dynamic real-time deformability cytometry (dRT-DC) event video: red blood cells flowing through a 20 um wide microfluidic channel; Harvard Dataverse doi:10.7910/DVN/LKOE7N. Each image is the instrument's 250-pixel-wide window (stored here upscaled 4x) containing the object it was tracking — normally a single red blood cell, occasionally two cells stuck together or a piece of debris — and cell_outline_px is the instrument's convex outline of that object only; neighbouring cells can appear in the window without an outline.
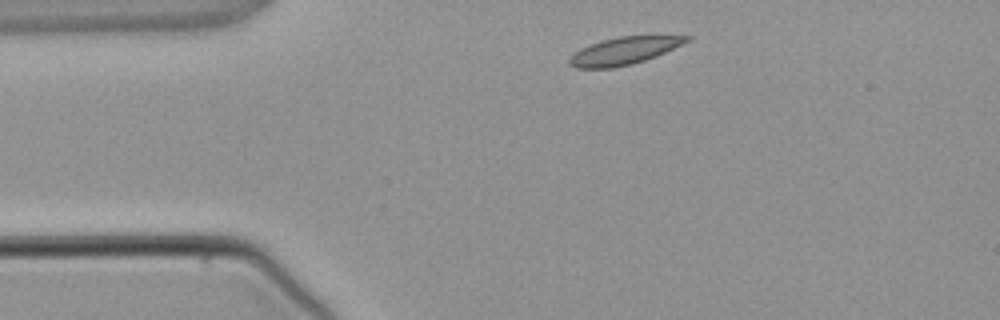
{"species": "common noctule bat (a hibernating species)", "species_latin": "Nyctalus noctula", "temperature_condition": "warm", "stored_images_in_passage": 1, "camera_frame_rate_fps": 3000, "um_per_image_px": 0.085, "animal": {"sex": "male", "body_mass_g": 21.5, "forearm_length_mm": 52.0}, "frame": {"image": 1, "passage_image": 1, "time_ms": 0.0, "image_size_px": [1000, 320], "cell_outline_px": [[692, 36], [688, 40], [656, 56], [632, 64], [612, 68], [576, 68], [568, 64], [568, 60], [580, 48], [600, 40], [620, 36]], "centroid_in_image_um": [52.96, 4.33], "position_along_channel_um": 32.0, "area_um2": 18.38}}